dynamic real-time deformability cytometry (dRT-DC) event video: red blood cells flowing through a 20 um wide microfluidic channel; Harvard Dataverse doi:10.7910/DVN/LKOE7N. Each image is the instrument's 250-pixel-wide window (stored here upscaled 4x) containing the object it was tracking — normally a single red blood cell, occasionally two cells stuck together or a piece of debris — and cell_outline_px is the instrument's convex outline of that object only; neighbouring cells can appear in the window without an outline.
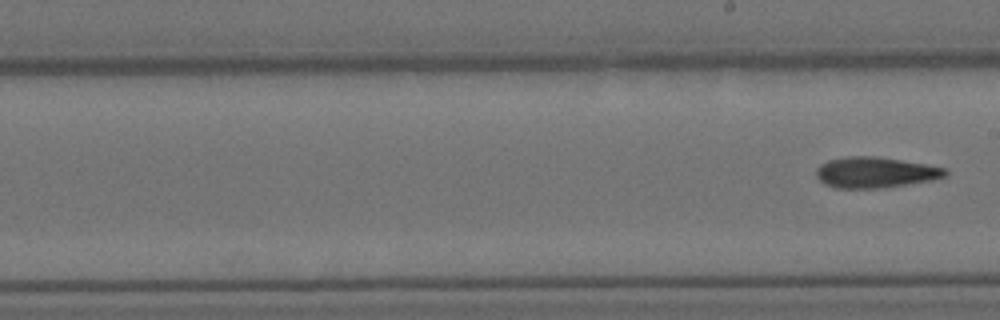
{"species": "Egyptian fruit bat (a non-hibernating species)", "species_latin": "Rousettus aegyptiacus", "temperature_condition": "cold", "stored_images_in_passage": 9, "segment_of_instrument_passage": [2, 2], "camera_frame_rate_fps": 3000, "um_per_image_px": 0.085, "animal": {"sex": "female"}, "frame": {"image": 1, "passage_image": 9, "time_ms": 10.0, "image_size_px": [1000, 320], "cell_outline_px": [[948, 176], [932, 180], [876, 188], [836, 188], [824, 184], [816, 176], [816, 168], [820, 164], [828, 160], [848, 156], [872, 156], [900, 160], [924, 164], [944, 168], [948, 172]], "centroid_in_image_um": [74.35, 14.65], "position_along_channel_um": 214.6, "area_um2": 22.89}}